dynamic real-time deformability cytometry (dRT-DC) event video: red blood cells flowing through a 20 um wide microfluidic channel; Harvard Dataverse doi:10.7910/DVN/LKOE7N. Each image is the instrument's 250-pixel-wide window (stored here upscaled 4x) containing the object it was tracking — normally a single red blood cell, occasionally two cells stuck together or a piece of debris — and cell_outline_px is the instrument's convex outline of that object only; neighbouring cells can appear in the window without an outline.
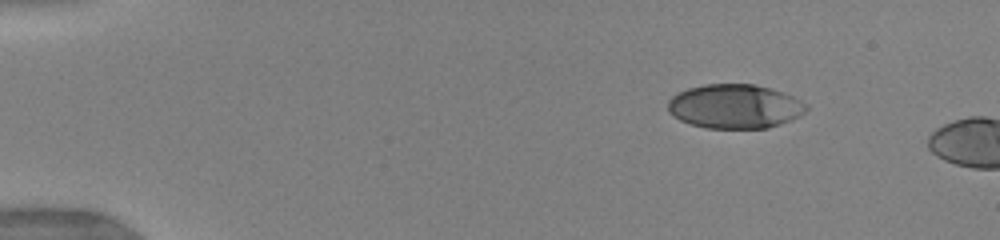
{"species": "human", "species_latin": "Homo sapiens", "temperature_condition": "warm", "stored_images_in_passage": 5, "camera_frame_rate_fps": 3000, "um_per_image_px": 0.085, "donor": {"sex": "female"}, "frame": {"image": 1, "passage_image": 1, "time_ms": 0.0, "image_size_px": [1000, 240], "cell_outline_px": [[808, 108], [800, 116], [792, 120], [768, 128], [704, 128], [680, 120], [672, 116], [668, 112], [668, 100], [672, 96], [688, 88], [704, 84], [752, 84], [784, 92], [808, 104]], "centroid_in_image_um": [62.46, 9.05], "position_along_channel_um": 22.5, "area_um2": 35.72}}